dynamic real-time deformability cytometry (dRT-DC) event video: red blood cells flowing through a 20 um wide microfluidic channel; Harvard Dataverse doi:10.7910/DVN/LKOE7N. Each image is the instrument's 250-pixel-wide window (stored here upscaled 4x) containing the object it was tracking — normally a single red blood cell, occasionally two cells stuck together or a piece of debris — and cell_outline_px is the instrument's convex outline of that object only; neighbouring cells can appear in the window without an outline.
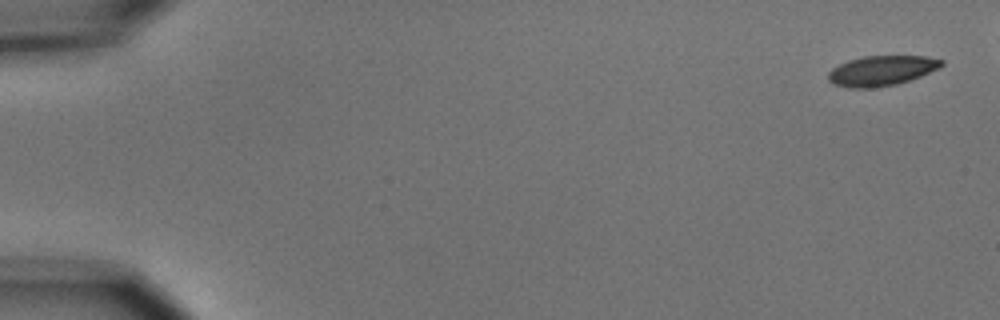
{"species": "common noctule bat (a hibernating species)", "species_latin": "Nyctalus noctula", "temperature_condition": "cold", "stored_images_in_passage": 6, "camera_frame_rate_fps": 3000, "um_per_image_px": 0.085, "animal": {"sex": "male", "body_mass_g": 15.6}, "frame": {"image": 1, "passage_image": 1, "time_ms": 0.0, "image_size_px": [1000, 320], "cell_outline_px": [[944, 64], [940, 68], [920, 76], [896, 84], [876, 88], [848, 88], [832, 84], [828, 80], [828, 72], [832, 68], [848, 60], [864, 56], [924, 56], [944, 60]], "centroid_in_image_um": [74.91, 6.01], "position_along_channel_um": 10.1, "area_um2": 19.94}}
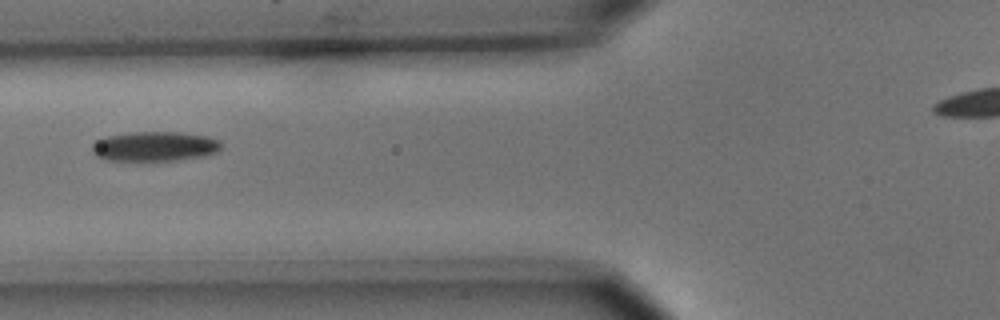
{"frame": {"image": 2, "passage_image": 6, "time_ms": 6.667, "image_size_px": [1000, 320], "cell_outline_px": [[224, 144], [216, 152], [204, 156], [176, 160], [104, 160], [96, 156], [92, 152], [92, 144], [96, 140], [108, 136], [132, 132], [180, 132], [208, 136], [220, 140]], "centroid_in_image_um": [13.17, 12.43], "position_along_channel_um": 112.6, "area_um2": 22.43}}